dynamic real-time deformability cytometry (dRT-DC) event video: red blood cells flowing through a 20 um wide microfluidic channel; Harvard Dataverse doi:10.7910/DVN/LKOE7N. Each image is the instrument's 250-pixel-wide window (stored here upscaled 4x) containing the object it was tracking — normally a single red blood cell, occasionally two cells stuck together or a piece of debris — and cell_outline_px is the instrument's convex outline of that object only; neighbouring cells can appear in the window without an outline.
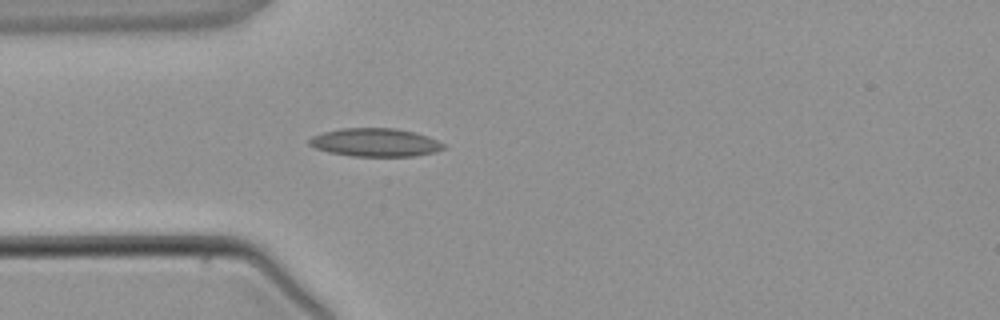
{"species": "common noctule bat (a hibernating species)", "species_latin": "Nyctalus noctula", "temperature_condition": "warm", "stored_images_in_passage": 3, "camera_frame_rate_fps": 3000, "um_per_image_px": 0.085, "animal": {"sex": "male", "body_mass_g": 21.5, "forearm_length_mm": 52.0}, "frame": {"image": 1, "passage_image": 3, "time_ms": 2.333, "image_size_px": [1000, 320], "cell_outline_px": [[444, 148], [436, 152], [412, 156], [352, 156], [328, 152], [316, 148], [308, 144], [308, 140], [312, 136], [324, 132], [340, 128], [396, 128], [428, 136], [444, 144]], "centroid_in_image_um": [31.87, 12.1], "position_along_channel_um": 53.1, "area_um2": 22.02}}